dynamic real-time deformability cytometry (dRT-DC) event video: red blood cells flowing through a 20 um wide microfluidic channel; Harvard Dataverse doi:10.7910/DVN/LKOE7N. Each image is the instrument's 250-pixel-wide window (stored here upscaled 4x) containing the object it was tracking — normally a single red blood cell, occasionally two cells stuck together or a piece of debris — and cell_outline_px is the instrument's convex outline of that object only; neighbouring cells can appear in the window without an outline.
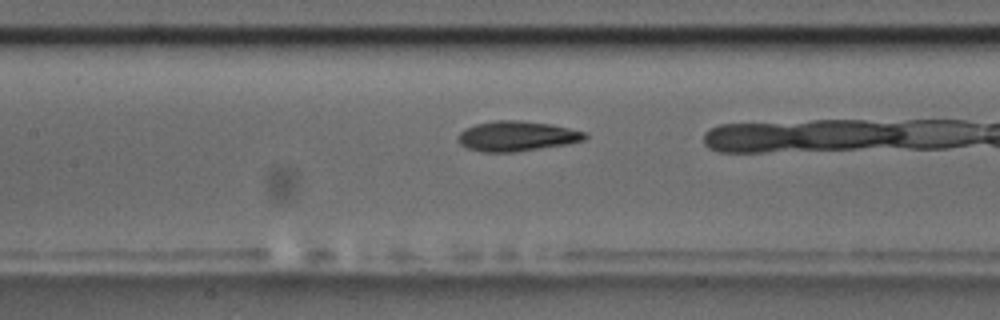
{"species": "common noctule bat (a hibernating species)", "species_latin": "Nyctalus noctula", "temperature_condition": "room temperature", "stored_images_in_passage": 20, "camera_frame_rate_fps": 3000, "um_per_image_px": 0.085, "animal": {"sex": "male", "body_mass_g": 17.5, "forearm_length_mm": 52.3}, "frame": {"image": 1, "passage_image": 18, "time_ms": 5.667, "image_size_px": [1000, 320], "cell_outline_px": [[588, 136], [584, 140], [568, 144], [516, 152], [480, 152], [468, 148], [460, 144], [456, 140], [456, 136], [464, 128], [476, 124], [496, 120], [520, 120], [552, 124], [588, 132]], "centroid_in_image_um": [43.93, 11.57], "position_along_channel_um": 163.5, "area_um2": 22.6}}